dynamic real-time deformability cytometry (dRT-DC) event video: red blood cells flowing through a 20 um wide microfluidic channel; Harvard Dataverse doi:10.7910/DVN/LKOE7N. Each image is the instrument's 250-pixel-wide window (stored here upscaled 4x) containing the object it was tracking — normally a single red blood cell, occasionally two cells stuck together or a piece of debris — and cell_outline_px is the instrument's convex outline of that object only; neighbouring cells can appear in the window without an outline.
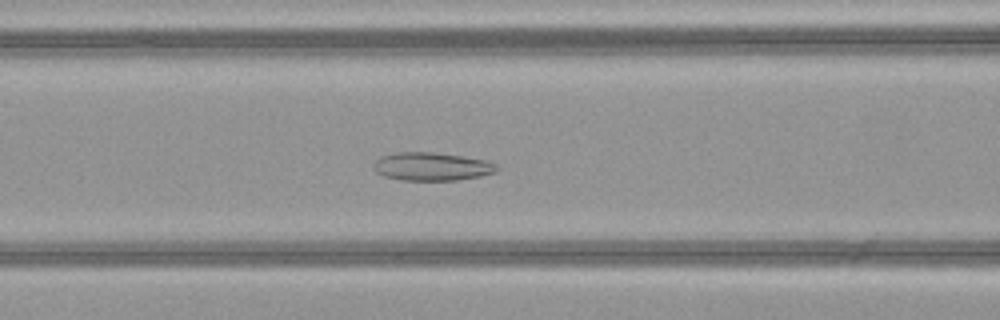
{"species": "common noctule bat (a hibernating species)", "species_latin": "Nyctalus noctula", "temperature_condition": "warm", "stored_images_in_passage": 51, "camera_frame_rate_fps": 3000, "um_per_image_px": 0.085, "animal": {"sex": "female", "body_mass_g": 21.9}, "frame": {"image": 1, "passage_image": 22, "time_ms": 7.0, "image_size_px": [1000, 320], "cell_outline_px": [[500, 168], [496, 172], [480, 176], [456, 180], [400, 180], [384, 176], [376, 172], [372, 168], [376, 160], [380, 156], [396, 152], [436, 152], [488, 160], [500, 164]], "centroid_in_image_um": [36.74, 14.15], "position_along_channel_um": 129.9, "area_um2": 20.58}}
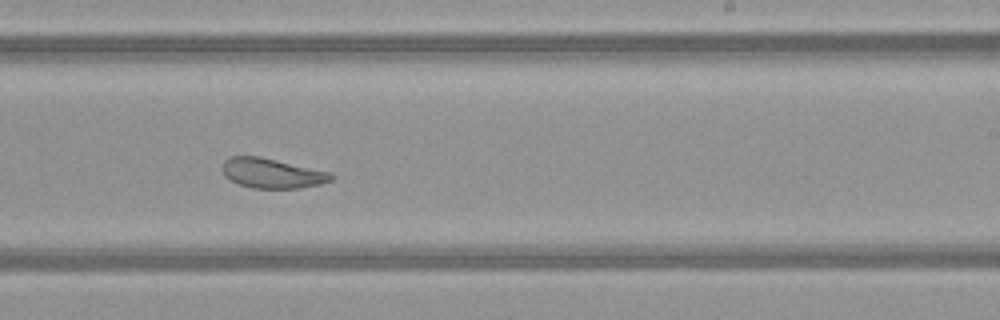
{"frame": {"image": 2, "passage_image": 32, "time_ms": 10.333, "image_size_px": [1000, 320], "cell_outline_px": [[336, 176], [332, 180], [320, 184], [300, 188], [252, 188], [240, 184], [224, 176], [224, 160], [232, 156], [260, 156], [332, 172]], "centroid_in_image_um": [23.19, 14.72], "position_along_channel_um": 265.8, "area_um2": 18.9}}
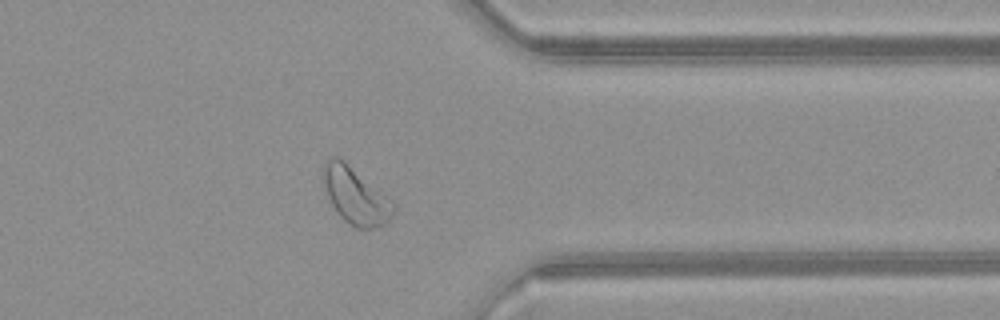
{"frame": {"image": 3, "passage_image": 41, "time_ms": 13.333, "image_size_px": [1000, 320], "cell_outline_px": [[396, 208], [392, 216], [384, 224], [372, 228], [356, 228], [344, 220], [340, 216], [332, 204], [320, 180], [324, 164], [332, 156], [336, 156], [344, 160], [396, 204]], "centroid_in_image_um": [30.19, 16.63], "position_along_channel_um": 381.2, "area_um2": 23.06}, "authors_computed_cell_mechanics": {"area_um2": 25.8944, "velocity_mm_per_s": 4.0879, "shape_relaxation_time_tau1_ms": null, "shape_relaxation_time_tau2_ms": 2.7806, "deformation_change_tau1": null, "deformation_change_tau2": 0.1039}}